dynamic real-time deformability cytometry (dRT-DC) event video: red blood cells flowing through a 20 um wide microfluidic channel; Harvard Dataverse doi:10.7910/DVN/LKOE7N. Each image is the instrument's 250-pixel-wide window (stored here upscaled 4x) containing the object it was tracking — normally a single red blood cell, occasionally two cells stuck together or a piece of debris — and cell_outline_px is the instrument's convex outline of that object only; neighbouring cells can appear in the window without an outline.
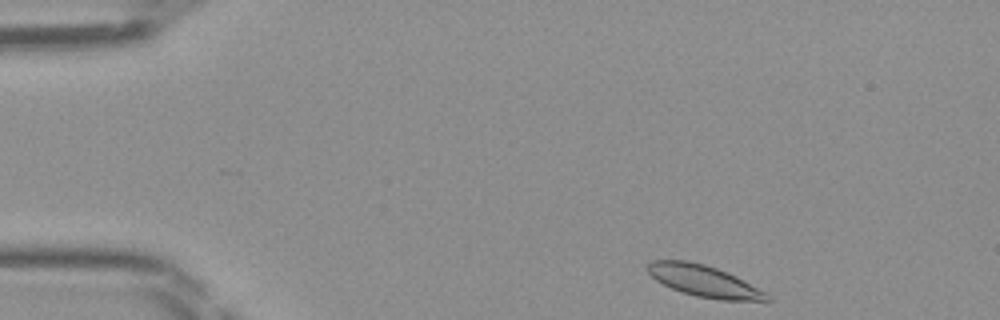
{"species": "Egyptian fruit bat (a non-hibernating species)", "species_latin": "Rousettus aegyptiacus", "temperature_condition": "room temperature", "stored_images_in_passage": 42, "camera_frame_rate_fps": 3000, "um_per_image_px": 0.085, "frame": {"image": 1, "passage_image": 1, "time_ms": 0.0, "image_size_px": [1000, 320], "cell_outline_px": [[772, 300], [720, 300], [696, 296], [680, 292], [656, 280], [644, 268], [644, 264], [652, 260], [688, 260], [704, 264], [728, 272], [736, 276], [772, 296]], "centroid_in_image_um": [59.79, 23.87], "position_along_channel_um": 25.2, "area_um2": 21.96}}
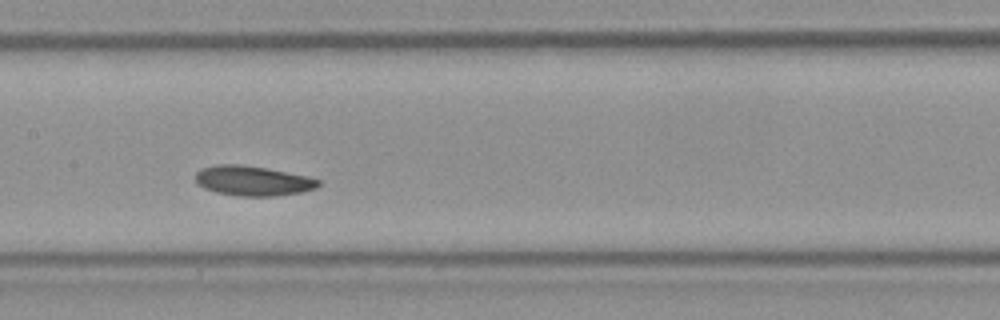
{"frame": {"image": 2, "passage_image": 18, "time_ms": 5.667, "image_size_px": [1000, 320], "cell_outline_px": [[320, 184], [316, 188], [300, 192], [272, 196], [236, 196], [216, 192], [204, 188], [196, 184], [196, 172], [200, 168], [216, 164], [240, 164], [268, 168], [308, 176], [320, 180]], "centroid_in_image_um": [21.46, 15.36], "position_along_channel_um": 185.9, "area_um2": 21.56}}
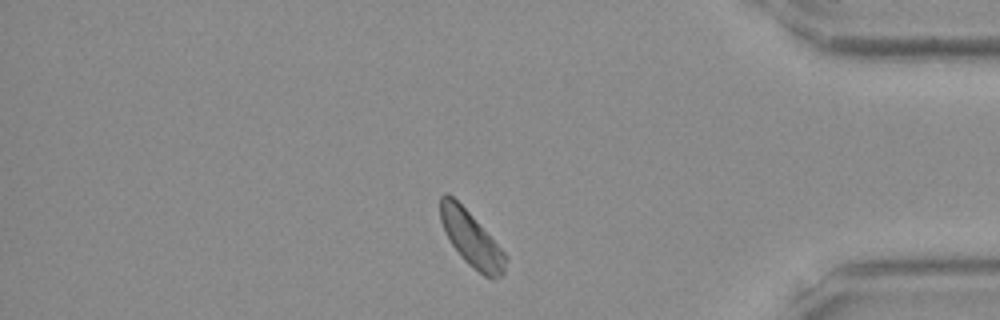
{"frame": {"image": 3, "passage_image": 35, "time_ms": 11.333, "image_size_px": [1000, 320], "cell_outline_px": [[504, 272], [500, 276], [492, 280], [484, 276], [472, 268], [460, 256], [452, 244], [440, 220], [440, 196], [444, 192], [448, 192], [472, 216], [504, 252]], "centroid_in_image_um": [40.02, 20.31], "position_along_channel_um": 395.2, "area_um2": 20.29}}